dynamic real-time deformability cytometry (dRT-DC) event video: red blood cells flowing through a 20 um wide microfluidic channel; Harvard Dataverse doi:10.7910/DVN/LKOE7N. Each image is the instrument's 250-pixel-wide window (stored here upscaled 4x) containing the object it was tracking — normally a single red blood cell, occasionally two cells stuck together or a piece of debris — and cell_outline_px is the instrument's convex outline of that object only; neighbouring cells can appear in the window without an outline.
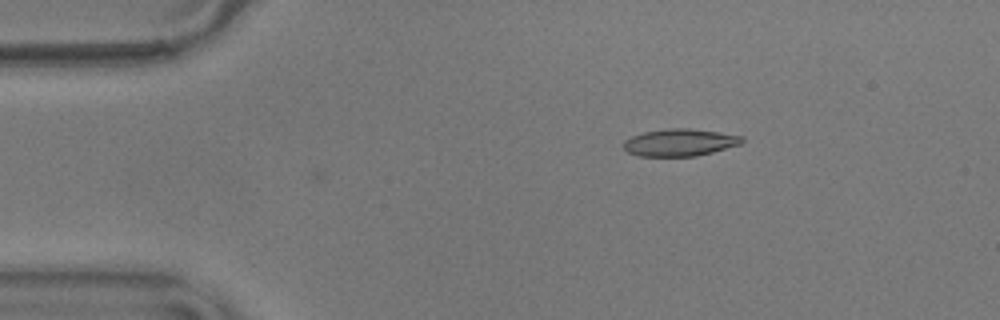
{"species": "common noctule bat (a hibernating species)", "species_latin": "Nyctalus noctula", "temperature_condition": "warm", "stored_images_in_passage": 4, "camera_frame_rate_fps": 3000, "um_per_image_px": 0.085, "animal": {"sex": "male", "body_mass_g": 17.9}, "frame": {"image": 1, "passage_image": 4, "time_ms": 1.0, "image_size_px": [1000, 320], "cell_outline_px": [[744, 140], [740, 144], [712, 152], [696, 156], [640, 156], [628, 152], [624, 148], [624, 140], [632, 136], [644, 132], [668, 128], [688, 128], [744, 136]], "centroid_in_image_um": [57.77, 12.11], "position_along_channel_um": 27.2, "area_um2": 18.61}}